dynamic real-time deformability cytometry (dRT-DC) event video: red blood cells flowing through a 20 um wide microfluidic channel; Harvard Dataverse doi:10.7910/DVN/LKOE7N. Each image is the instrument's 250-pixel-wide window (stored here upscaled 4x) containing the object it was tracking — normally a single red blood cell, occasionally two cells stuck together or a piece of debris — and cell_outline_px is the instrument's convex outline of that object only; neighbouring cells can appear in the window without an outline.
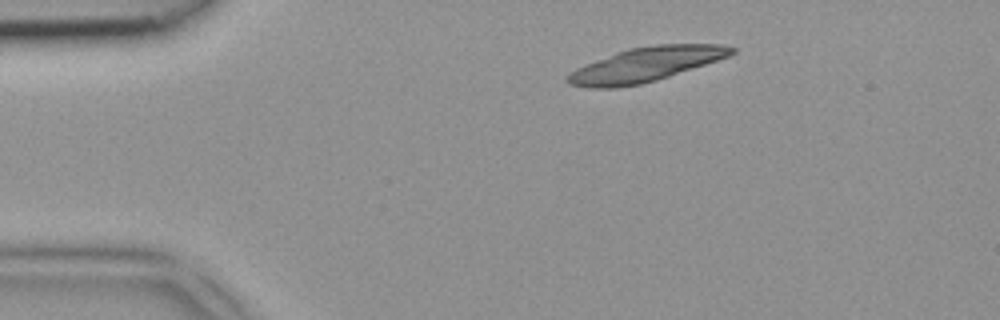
{"species": "common noctule bat (a hibernating species)", "species_latin": "Nyctalus noctula", "temperature_condition": "room temperature", "stored_images_in_passage": 4, "camera_frame_rate_fps": 3000, "um_per_image_px": 0.085, "animal": {"sex": "female", "body_mass_g": 18.4}, "frame": {"image": 1, "passage_image": 1, "time_ms": 0.0, "image_size_px": [1000, 320], "cell_outline_px": [[736, 52], [728, 56], [656, 80], [640, 84], [616, 88], [588, 88], [568, 84], [564, 80], [576, 68], [616, 52], [628, 48], [656, 44], [724, 44], [736, 48]], "centroid_in_image_um": [54.86, 5.48], "position_along_channel_um": 30.1, "area_um2": 32.48}}